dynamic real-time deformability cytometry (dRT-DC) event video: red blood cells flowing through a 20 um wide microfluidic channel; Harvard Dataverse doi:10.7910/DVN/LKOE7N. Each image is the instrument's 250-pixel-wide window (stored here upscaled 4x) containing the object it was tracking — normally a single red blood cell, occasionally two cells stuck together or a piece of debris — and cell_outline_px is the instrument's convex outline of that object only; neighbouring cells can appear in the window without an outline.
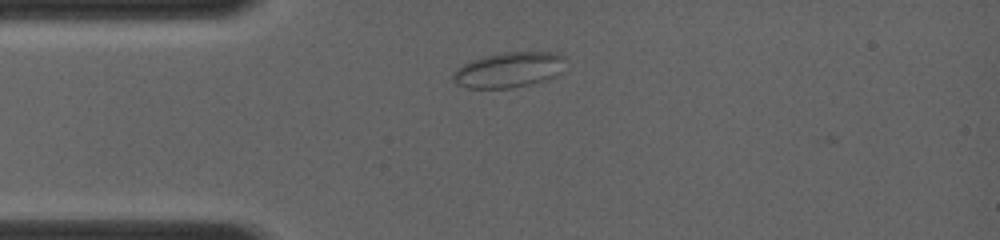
{"species": "common noctule bat (a hibernating species)", "species_latin": "Nyctalus noctula", "temperature_condition": "room temperature", "stored_images_in_passage": 25, "camera_frame_rate_fps": 4000, "um_per_image_px": 0.085, "animal": {"sex": "female", "body_mass_g": 19.0, "forearm_length_mm": 56.7}, "frame": {"image": 1, "passage_image": 4, "time_ms": 1.75, "image_size_px": [1000, 240], "cell_outline_px": [[564, 72], [544, 80], [512, 88], [468, 88], [456, 84], [452, 80], [452, 72], [464, 64], [472, 60], [484, 56], [504, 52], [548, 52], [564, 56]], "centroid_in_image_um": [43.24, 5.94], "position_along_channel_um": 41.8, "area_um2": 23.12}}
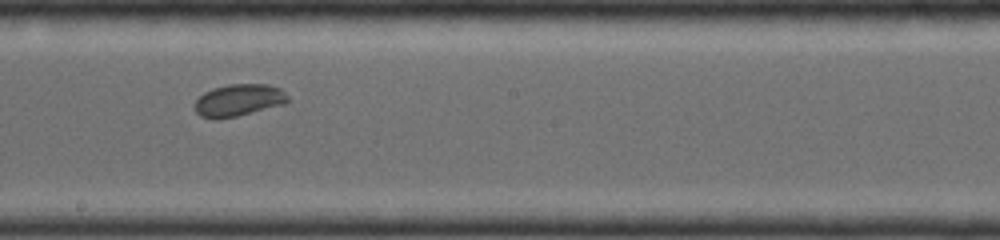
{"frame": {"image": 2, "passage_image": 15, "time_ms": 6.25, "image_size_px": [1000, 240], "cell_outline_px": [[288, 100], [284, 104], [236, 116], [216, 120], [200, 116], [196, 112], [196, 100], [204, 92], [212, 88], [228, 84], [268, 84], [280, 88], [288, 96]], "centroid_in_image_um": [20.27, 8.51], "position_along_channel_um": 227.9, "area_um2": 17.34}}
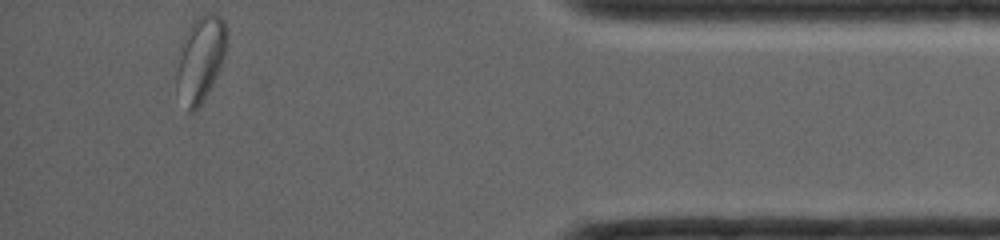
{"frame": {"image": 3, "passage_image": 25, "time_ms": 11.25, "image_size_px": [1000, 240], "cell_outline_px": [[228, 44], [220, 68], [212, 84], [200, 104], [192, 112], [188, 112], [176, 88], [176, 68], [180, 44], [188, 28], [200, 16], [208, 12], [212, 12], [220, 16], [224, 20], [228, 28]], "centroid_in_image_um": [17.05, 4.96], "position_along_channel_um": 418.1, "area_um2": 25.14}}